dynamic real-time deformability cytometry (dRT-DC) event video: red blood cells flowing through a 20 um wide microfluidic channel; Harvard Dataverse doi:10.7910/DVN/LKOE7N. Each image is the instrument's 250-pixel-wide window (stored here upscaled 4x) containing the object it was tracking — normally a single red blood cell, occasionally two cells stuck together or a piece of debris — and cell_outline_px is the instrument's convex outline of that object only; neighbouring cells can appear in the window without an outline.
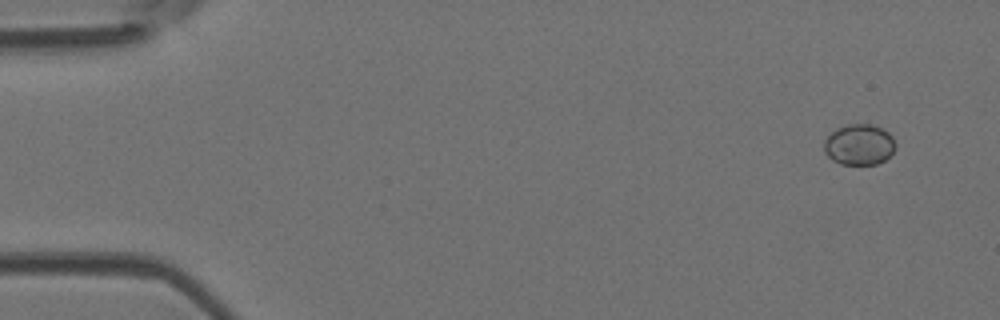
{"species": "Egyptian fruit bat (a non-hibernating species)", "species_latin": "Rousettus aegyptiacus", "temperature_condition": "room temperature", "stored_images_in_passage": 13, "camera_frame_rate_fps": 3000, "um_per_image_px": 0.085, "animal": {"sex": "female"}, "frame": {"image": 1, "passage_image": 1, "time_ms": 0.0, "image_size_px": [1000, 320], "cell_outline_px": [[896, 148], [884, 160], [876, 164], [840, 164], [832, 160], [824, 152], [824, 140], [836, 128], [844, 124], [872, 124], [888, 132], [892, 136], [896, 144]], "centroid_in_image_um": [73.02, 12.28], "position_along_channel_um": 12.0, "area_um2": 17.05}}
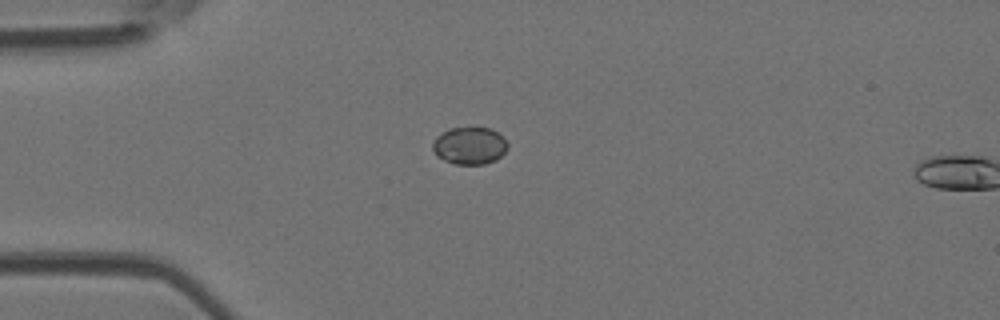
{"frame": {"image": 2, "passage_image": 11, "time_ms": 3.333, "image_size_px": [1000, 320], "cell_outline_px": [[508, 148], [496, 160], [484, 164], [456, 164], [444, 160], [436, 156], [432, 148], [432, 144], [436, 136], [448, 128], [488, 128], [496, 132], [508, 144]], "centroid_in_image_um": [39.88, 12.39], "position_along_channel_um": 45.1, "area_um2": 16.18}}